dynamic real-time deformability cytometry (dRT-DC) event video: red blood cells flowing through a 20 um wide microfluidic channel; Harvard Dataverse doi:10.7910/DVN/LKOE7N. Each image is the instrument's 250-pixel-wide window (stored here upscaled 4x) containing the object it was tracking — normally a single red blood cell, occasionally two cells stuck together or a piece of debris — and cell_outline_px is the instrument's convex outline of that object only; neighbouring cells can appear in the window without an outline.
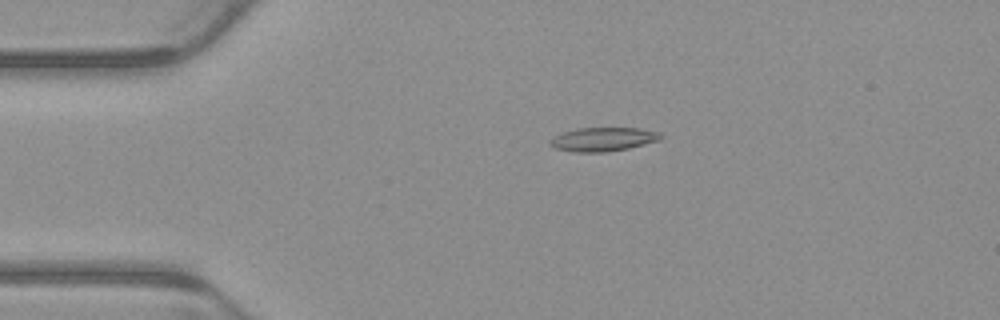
{"species": "common noctule bat (a hibernating species)", "species_latin": "Nyctalus noctula", "temperature_condition": "warm", "stored_images_in_passage": 2, "camera_frame_rate_fps": 3000, "um_per_image_px": 0.085, "animal": {"sex": "male", "body_mass_g": 23.1, "forearm_length_mm": 52.7}, "frame": {"image": 1, "passage_image": 1, "time_ms": 0.0, "image_size_px": [1000, 320], "cell_outline_px": [[664, 136], [660, 140], [628, 148], [608, 152], [576, 152], [556, 148], [548, 144], [556, 136], [564, 132], [576, 128], [640, 128], [660, 132]], "centroid_in_image_um": [51.32, 11.83], "position_along_channel_um": 33.7, "area_um2": 15.26}}
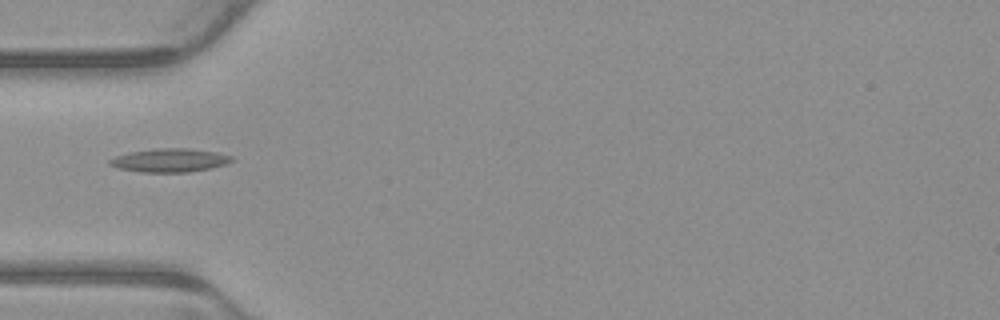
{"frame": {"image": 2, "passage_image": 2, "time_ms": 0.333, "image_size_px": [1000, 320], "cell_outline_px": [[236, 160], [228, 164], [212, 168], [188, 172], [140, 172], [116, 168], [108, 164], [108, 160], [116, 156], [128, 152], [156, 148], [188, 148], [216, 152], [232, 156]], "centroid_in_image_um": [14.44, 13.62], "position_along_channel_um": 70.6, "area_um2": 16.99}}